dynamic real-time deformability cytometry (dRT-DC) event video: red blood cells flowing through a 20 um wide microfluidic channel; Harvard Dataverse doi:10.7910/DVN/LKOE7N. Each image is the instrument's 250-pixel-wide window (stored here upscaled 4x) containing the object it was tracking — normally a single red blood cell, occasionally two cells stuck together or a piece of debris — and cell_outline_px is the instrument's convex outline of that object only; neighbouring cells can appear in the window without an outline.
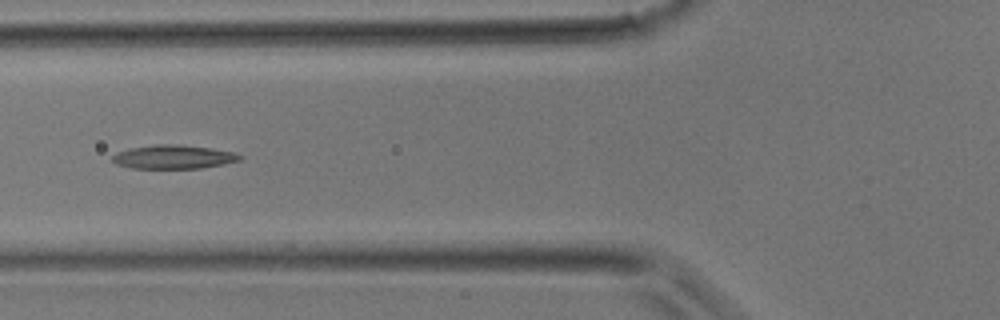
{"species": "common noctule bat (a hibernating species)", "species_latin": "Nyctalus noctula", "temperature_condition": "room temperature", "stored_images_in_passage": 23, "camera_frame_rate_fps": 3000, "um_per_image_px": 0.085, "animal": {"sex": "male", "body_mass_g": 17.9}, "frame": {"image": 1, "passage_image": 14, "time_ms": 4.333, "image_size_px": [1000, 320], "cell_outline_px": [[244, 156], [240, 160], [224, 164], [200, 168], [132, 168], [116, 164], [112, 160], [112, 156], [116, 152], [132, 148], [156, 144], [176, 144], [212, 148], [232, 152]], "centroid_in_image_um": [14.75, 13.33], "position_along_channel_um": 111.1, "area_um2": 17.57}}